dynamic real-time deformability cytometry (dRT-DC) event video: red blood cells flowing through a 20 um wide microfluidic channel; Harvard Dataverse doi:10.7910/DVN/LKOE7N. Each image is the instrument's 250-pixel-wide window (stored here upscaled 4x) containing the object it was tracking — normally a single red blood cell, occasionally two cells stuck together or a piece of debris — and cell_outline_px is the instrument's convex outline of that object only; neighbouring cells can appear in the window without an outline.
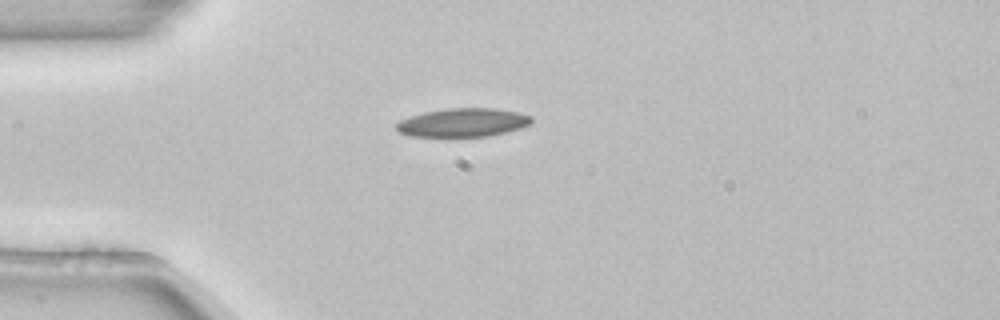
{"species": "common noctule bat (a hibernating species)", "species_latin": "Nyctalus noctula", "temperature_condition": "room temperature", "stored_images_in_passage": 2, "camera_frame_rate_fps": 3000, "um_per_image_px": 0.085, "animal": {"sex": "female", "body_mass_g": 22.7, "forearm_length_mm": 54.2}, "frame": {"image": 1, "passage_image": 1, "time_ms": 0.0, "image_size_px": [1000, 320], "cell_outline_px": [[532, 120], [528, 124], [520, 128], [488, 136], [408, 136], [400, 132], [396, 128], [396, 124], [400, 120], [424, 112], [448, 108], [492, 108], [516, 112], [532, 116]], "centroid_in_image_um": [39.33, 10.41], "position_along_channel_um": 45.7, "area_um2": 22.14}}
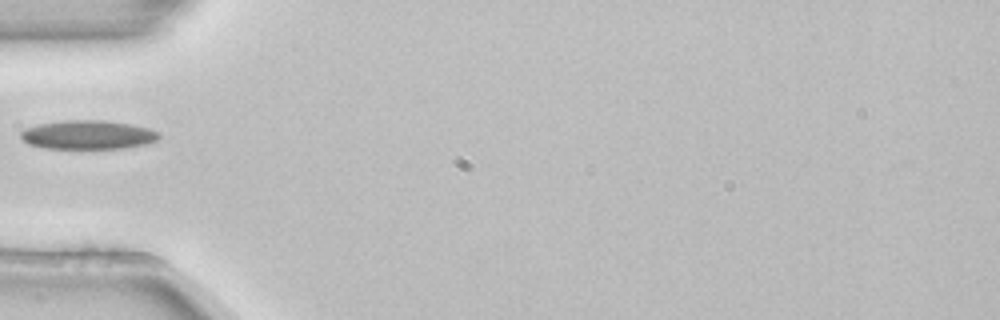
{"frame": {"image": 2, "passage_image": 2, "time_ms": 0.333, "image_size_px": [1000, 320], "cell_outline_px": [[160, 136], [156, 140], [144, 144], [124, 148], [44, 148], [28, 144], [20, 136], [20, 132], [24, 128], [40, 124], [64, 120], [104, 120], [132, 124], [148, 128], [160, 132]], "centroid_in_image_um": [7.47, 11.45], "position_along_channel_um": 77.5, "area_um2": 23.24}}